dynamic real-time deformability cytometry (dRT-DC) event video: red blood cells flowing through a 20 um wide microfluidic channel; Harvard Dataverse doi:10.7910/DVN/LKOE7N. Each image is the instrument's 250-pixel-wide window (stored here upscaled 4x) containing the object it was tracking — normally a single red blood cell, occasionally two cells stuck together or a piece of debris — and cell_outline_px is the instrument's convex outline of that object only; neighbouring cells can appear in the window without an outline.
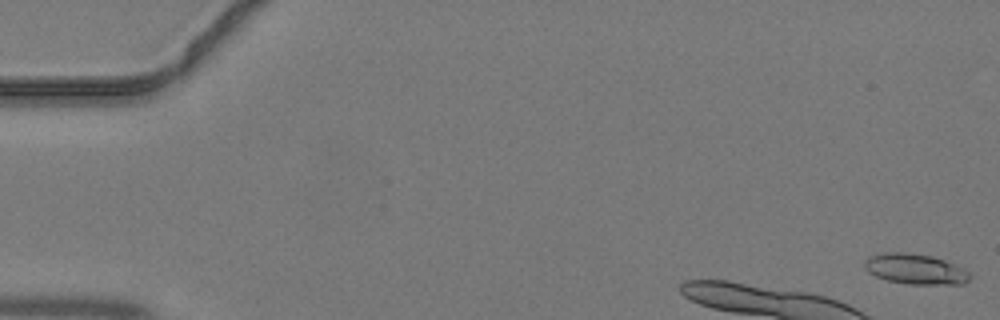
{"species": "common noctule bat (a hibernating species)", "species_latin": "Nyctalus noctula", "temperature_condition": "warm", "stored_images_in_passage": 7, "camera_frame_rate_fps": 3000, "um_per_image_px": 0.085, "animal": {"sex": "male", "body_mass_g": 19.2, "forearm_length_mm": 51.8}, "frame": {"image": 1, "passage_image": 1, "time_ms": 0.0, "image_size_px": [1000, 320], "cell_outline_px": [[972, 276], [964, 284], [908, 284], [888, 280], [876, 276], [868, 272], [864, 268], [864, 260], [868, 256], [876, 252], [904, 252], [932, 256], [944, 260], [964, 268]], "centroid_in_image_um": [77.76, 22.85], "position_along_channel_um": 7.2, "area_um2": 18.84}}